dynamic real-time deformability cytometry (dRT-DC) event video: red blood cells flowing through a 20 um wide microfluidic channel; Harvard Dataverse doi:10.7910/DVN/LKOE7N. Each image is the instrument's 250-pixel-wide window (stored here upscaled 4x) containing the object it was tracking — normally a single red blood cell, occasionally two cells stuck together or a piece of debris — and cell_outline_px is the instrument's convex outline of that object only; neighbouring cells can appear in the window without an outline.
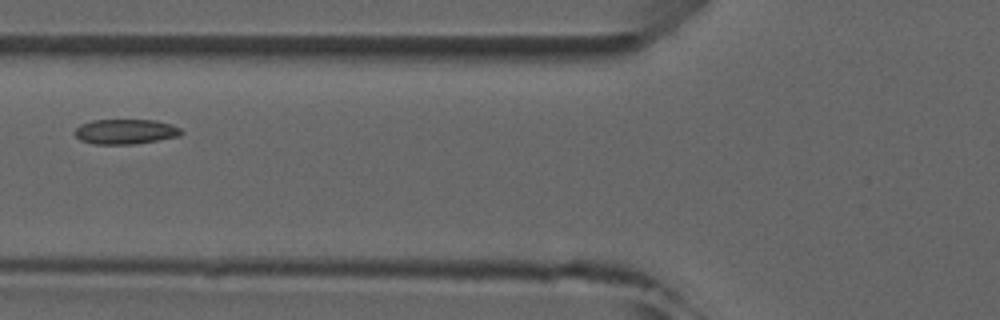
{"species": "common noctule bat (a hibernating species)", "species_latin": "Nyctalus noctula", "temperature_condition": "room temperature", "stored_images_in_passage": 4, "camera_frame_rate_fps": 3000, "um_per_image_px": 0.085, "animal": {"sex": "male", "forearm_length_mm": 52.5}, "frame": {"image": 1, "passage_image": 3, "time_ms": 2.333, "image_size_px": [1000, 320], "cell_outline_px": [[184, 132], [180, 136], [136, 144], [96, 144], [80, 140], [72, 132], [80, 124], [92, 120], [156, 120], [172, 124], [180, 128]], "centroid_in_image_um": [10.67, 11.18], "position_along_channel_um": 115.1, "area_um2": 15.66}}
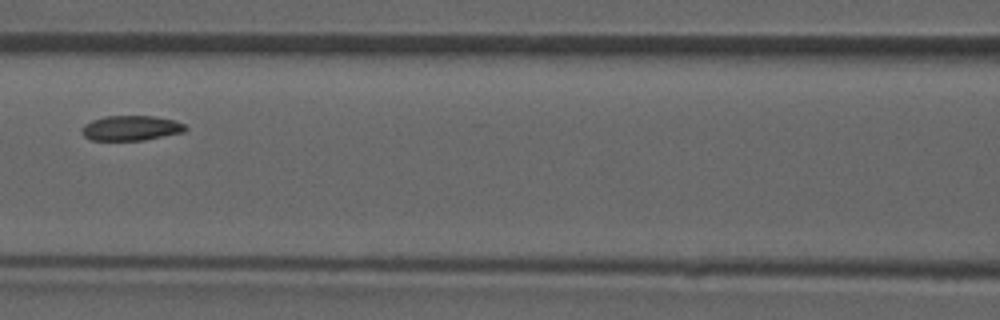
{"frame": {"image": 2, "passage_image": 4, "time_ms": 3.333, "image_size_px": [1000, 320], "cell_outline_px": [[188, 128], [184, 132], [144, 140], [92, 140], [84, 136], [80, 132], [84, 124], [92, 120], [104, 116], [152, 116], [176, 120], [184, 124]], "centroid_in_image_um": [11.14, 10.88], "position_along_channel_um": 155.5, "area_um2": 15.14}}